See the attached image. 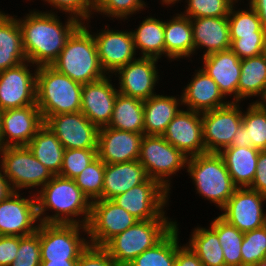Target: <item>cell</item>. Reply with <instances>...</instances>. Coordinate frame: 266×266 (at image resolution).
<instances>
[{
  "mask_svg": "<svg viewBox=\"0 0 266 266\" xmlns=\"http://www.w3.org/2000/svg\"><path fill=\"white\" fill-rule=\"evenodd\" d=\"M186 165L197 193L222 209L237 189L222 156L207 152L188 158Z\"/></svg>",
  "mask_w": 266,
  "mask_h": 266,
  "instance_id": "5",
  "label": "cell"
},
{
  "mask_svg": "<svg viewBox=\"0 0 266 266\" xmlns=\"http://www.w3.org/2000/svg\"><path fill=\"white\" fill-rule=\"evenodd\" d=\"M82 229V231H80ZM87 226L79 224L39 223L41 261L78 260L90 245L89 240L80 237Z\"/></svg>",
  "mask_w": 266,
  "mask_h": 266,
  "instance_id": "8",
  "label": "cell"
},
{
  "mask_svg": "<svg viewBox=\"0 0 266 266\" xmlns=\"http://www.w3.org/2000/svg\"><path fill=\"white\" fill-rule=\"evenodd\" d=\"M27 146L53 175H59L65 148L49 127L43 124Z\"/></svg>",
  "mask_w": 266,
  "mask_h": 266,
  "instance_id": "32",
  "label": "cell"
},
{
  "mask_svg": "<svg viewBox=\"0 0 266 266\" xmlns=\"http://www.w3.org/2000/svg\"><path fill=\"white\" fill-rule=\"evenodd\" d=\"M77 260L41 261L40 266H75Z\"/></svg>",
  "mask_w": 266,
  "mask_h": 266,
  "instance_id": "54",
  "label": "cell"
},
{
  "mask_svg": "<svg viewBox=\"0 0 266 266\" xmlns=\"http://www.w3.org/2000/svg\"><path fill=\"white\" fill-rule=\"evenodd\" d=\"M159 59L152 57H138L125 66L120 67L114 75L118 76L119 89L122 95L145 101L156 95L154 87L159 76L156 64Z\"/></svg>",
  "mask_w": 266,
  "mask_h": 266,
  "instance_id": "17",
  "label": "cell"
},
{
  "mask_svg": "<svg viewBox=\"0 0 266 266\" xmlns=\"http://www.w3.org/2000/svg\"><path fill=\"white\" fill-rule=\"evenodd\" d=\"M27 61L17 18L0 11V72Z\"/></svg>",
  "mask_w": 266,
  "mask_h": 266,
  "instance_id": "29",
  "label": "cell"
},
{
  "mask_svg": "<svg viewBox=\"0 0 266 266\" xmlns=\"http://www.w3.org/2000/svg\"><path fill=\"white\" fill-rule=\"evenodd\" d=\"M179 1H181V0H162L161 2H162V4L164 5V4H166V6L168 5L169 6V4H175L176 2L178 3Z\"/></svg>",
  "mask_w": 266,
  "mask_h": 266,
  "instance_id": "57",
  "label": "cell"
},
{
  "mask_svg": "<svg viewBox=\"0 0 266 266\" xmlns=\"http://www.w3.org/2000/svg\"><path fill=\"white\" fill-rule=\"evenodd\" d=\"M145 6L143 0H94V12L120 18L119 20L127 19L130 14L142 11Z\"/></svg>",
  "mask_w": 266,
  "mask_h": 266,
  "instance_id": "44",
  "label": "cell"
},
{
  "mask_svg": "<svg viewBox=\"0 0 266 266\" xmlns=\"http://www.w3.org/2000/svg\"><path fill=\"white\" fill-rule=\"evenodd\" d=\"M176 221L139 220L111 238L103 248L118 266H127L145 250L154 247L174 227Z\"/></svg>",
  "mask_w": 266,
  "mask_h": 266,
  "instance_id": "6",
  "label": "cell"
},
{
  "mask_svg": "<svg viewBox=\"0 0 266 266\" xmlns=\"http://www.w3.org/2000/svg\"><path fill=\"white\" fill-rule=\"evenodd\" d=\"M3 168L0 164V202L6 200L15 191L12 189L9 180L4 175Z\"/></svg>",
  "mask_w": 266,
  "mask_h": 266,
  "instance_id": "53",
  "label": "cell"
},
{
  "mask_svg": "<svg viewBox=\"0 0 266 266\" xmlns=\"http://www.w3.org/2000/svg\"><path fill=\"white\" fill-rule=\"evenodd\" d=\"M210 227L218 235L223 249L225 266H242L241 245L244 233L227 223L220 216L211 222Z\"/></svg>",
  "mask_w": 266,
  "mask_h": 266,
  "instance_id": "38",
  "label": "cell"
},
{
  "mask_svg": "<svg viewBox=\"0 0 266 266\" xmlns=\"http://www.w3.org/2000/svg\"><path fill=\"white\" fill-rule=\"evenodd\" d=\"M138 219L112 200L97 199L91 203L87 235L92 246L103 247L115 235L134 225Z\"/></svg>",
  "mask_w": 266,
  "mask_h": 266,
  "instance_id": "11",
  "label": "cell"
},
{
  "mask_svg": "<svg viewBox=\"0 0 266 266\" xmlns=\"http://www.w3.org/2000/svg\"><path fill=\"white\" fill-rule=\"evenodd\" d=\"M186 11L181 12L192 18L201 17H228L235 2L233 0H187Z\"/></svg>",
  "mask_w": 266,
  "mask_h": 266,
  "instance_id": "42",
  "label": "cell"
},
{
  "mask_svg": "<svg viewBox=\"0 0 266 266\" xmlns=\"http://www.w3.org/2000/svg\"><path fill=\"white\" fill-rule=\"evenodd\" d=\"M189 239L188 246L197 255L203 266H225L223 249L217 233L209 227H196Z\"/></svg>",
  "mask_w": 266,
  "mask_h": 266,
  "instance_id": "35",
  "label": "cell"
},
{
  "mask_svg": "<svg viewBox=\"0 0 266 266\" xmlns=\"http://www.w3.org/2000/svg\"><path fill=\"white\" fill-rule=\"evenodd\" d=\"M248 4L256 11L261 26L266 31V0H250Z\"/></svg>",
  "mask_w": 266,
  "mask_h": 266,
  "instance_id": "52",
  "label": "cell"
},
{
  "mask_svg": "<svg viewBox=\"0 0 266 266\" xmlns=\"http://www.w3.org/2000/svg\"><path fill=\"white\" fill-rule=\"evenodd\" d=\"M2 114L3 111L0 109V149H2Z\"/></svg>",
  "mask_w": 266,
  "mask_h": 266,
  "instance_id": "56",
  "label": "cell"
},
{
  "mask_svg": "<svg viewBox=\"0 0 266 266\" xmlns=\"http://www.w3.org/2000/svg\"><path fill=\"white\" fill-rule=\"evenodd\" d=\"M263 55H264V57L266 59V37H265V41H264Z\"/></svg>",
  "mask_w": 266,
  "mask_h": 266,
  "instance_id": "59",
  "label": "cell"
},
{
  "mask_svg": "<svg viewBox=\"0 0 266 266\" xmlns=\"http://www.w3.org/2000/svg\"><path fill=\"white\" fill-rule=\"evenodd\" d=\"M266 36H248L231 40V50L240 58H250L263 54Z\"/></svg>",
  "mask_w": 266,
  "mask_h": 266,
  "instance_id": "47",
  "label": "cell"
},
{
  "mask_svg": "<svg viewBox=\"0 0 266 266\" xmlns=\"http://www.w3.org/2000/svg\"><path fill=\"white\" fill-rule=\"evenodd\" d=\"M88 29L82 23L68 38L60 55L51 65L59 73L82 85L106 76L99 61L93 34Z\"/></svg>",
  "mask_w": 266,
  "mask_h": 266,
  "instance_id": "3",
  "label": "cell"
},
{
  "mask_svg": "<svg viewBox=\"0 0 266 266\" xmlns=\"http://www.w3.org/2000/svg\"><path fill=\"white\" fill-rule=\"evenodd\" d=\"M75 266H118L103 247L89 245Z\"/></svg>",
  "mask_w": 266,
  "mask_h": 266,
  "instance_id": "48",
  "label": "cell"
},
{
  "mask_svg": "<svg viewBox=\"0 0 266 266\" xmlns=\"http://www.w3.org/2000/svg\"><path fill=\"white\" fill-rule=\"evenodd\" d=\"M194 77L181 95L183 105L188 110L206 112L227 106L231 101H224L216 82L202 69L197 70Z\"/></svg>",
  "mask_w": 266,
  "mask_h": 266,
  "instance_id": "24",
  "label": "cell"
},
{
  "mask_svg": "<svg viewBox=\"0 0 266 266\" xmlns=\"http://www.w3.org/2000/svg\"><path fill=\"white\" fill-rule=\"evenodd\" d=\"M108 127L144 133V101L118 93Z\"/></svg>",
  "mask_w": 266,
  "mask_h": 266,
  "instance_id": "33",
  "label": "cell"
},
{
  "mask_svg": "<svg viewBox=\"0 0 266 266\" xmlns=\"http://www.w3.org/2000/svg\"><path fill=\"white\" fill-rule=\"evenodd\" d=\"M202 113L180 110L168 124L164 139L190 158L207 153L203 142Z\"/></svg>",
  "mask_w": 266,
  "mask_h": 266,
  "instance_id": "18",
  "label": "cell"
},
{
  "mask_svg": "<svg viewBox=\"0 0 266 266\" xmlns=\"http://www.w3.org/2000/svg\"><path fill=\"white\" fill-rule=\"evenodd\" d=\"M188 157L168 143L163 136L144 135L138 161L149 178L158 181L170 192V176L186 167Z\"/></svg>",
  "mask_w": 266,
  "mask_h": 266,
  "instance_id": "7",
  "label": "cell"
},
{
  "mask_svg": "<svg viewBox=\"0 0 266 266\" xmlns=\"http://www.w3.org/2000/svg\"><path fill=\"white\" fill-rule=\"evenodd\" d=\"M144 133H132L105 126L99 128L97 156L105 164L138 160Z\"/></svg>",
  "mask_w": 266,
  "mask_h": 266,
  "instance_id": "22",
  "label": "cell"
},
{
  "mask_svg": "<svg viewBox=\"0 0 266 266\" xmlns=\"http://www.w3.org/2000/svg\"><path fill=\"white\" fill-rule=\"evenodd\" d=\"M110 76L82 85L80 111L98 128L109 125L119 93Z\"/></svg>",
  "mask_w": 266,
  "mask_h": 266,
  "instance_id": "20",
  "label": "cell"
},
{
  "mask_svg": "<svg viewBox=\"0 0 266 266\" xmlns=\"http://www.w3.org/2000/svg\"><path fill=\"white\" fill-rule=\"evenodd\" d=\"M266 85V59L263 54L241 59V75L238 83V103L242 99L257 96Z\"/></svg>",
  "mask_w": 266,
  "mask_h": 266,
  "instance_id": "36",
  "label": "cell"
},
{
  "mask_svg": "<svg viewBox=\"0 0 266 266\" xmlns=\"http://www.w3.org/2000/svg\"><path fill=\"white\" fill-rule=\"evenodd\" d=\"M176 226L154 247L145 250L127 266H174L179 246V232Z\"/></svg>",
  "mask_w": 266,
  "mask_h": 266,
  "instance_id": "37",
  "label": "cell"
},
{
  "mask_svg": "<svg viewBox=\"0 0 266 266\" xmlns=\"http://www.w3.org/2000/svg\"><path fill=\"white\" fill-rule=\"evenodd\" d=\"M165 57L171 60L190 57L194 54L193 30L190 18L176 14L164 22ZM192 54V55H191Z\"/></svg>",
  "mask_w": 266,
  "mask_h": 266,
  "instance_id": "30",
  "label": "cell"
},
{
  "mask_svg": "<svg viewBox=\"0 0 266 266\" xmlns=\"http://www.w3.org/2000/svg\"><path fill=\"white\" fill-rule=\"evenodd\" d=\"M260 150L250 147L229 146L219 154L237 188H249L254 180Z\"/></svg>",
  "mask_w": 266,
  "mask_h": 266,
  "instance_id": "27",
  "label": "cell"
},
{
  "mask_svg": "<svg viewBox=\"0 0 266 266\" xmlns=\"http://www.w3.org/2000/svg\"><path fill=\"white\" fill-rule=\"evenodd\" d=\"M254 266H266V258L263 260H260L258 263H256Z\"/></svg>",
  "mask_w": 266,
  "mask_h": 266,
  "instance_id": "58",
  "label": "cell"
},
{
  "mask_svg": "<svg viewBox=\"0 0 266 266\" xmlns=\"http://www.w3.org/2000/svg\"><path fill=\"white\" fill-rule=\"evenodd\" d=\"M265 201L266 196L257 191L237 188L219 216L241 232H249L266 225Z\"/></svg>",
  "mask_w": 266,
  "mask_h": 266,
  "instance_id": "13",
  "label": "cell"
},
{
  "mask_svg": "<svg viewBox=\"0 0 266 266\" xmlns=\"http://www.w3.org/2000/svg\"><path fill=\"white\" fill-rule=\"evenodd\" d=\"M202 57L204 65L201 69L216 82L224 97L233 95L231 102H238L241 59L231 49Z\"/></svg>",
  "mask_w": 266,
  "mask_h": 266,
  "instance_id": "23",
  "label": "cell"
},
{
  "mask_svg": "<svg viewBox=\"0 0 266 266\" xmlns=\"http://www.w3.org/2000/svg\"><path fill=\"white\" fill-rule=\"evenodd\" d=\"M241 254L242 266H254L266 258V225L244 233Z\"/></svg>",
  "mask_w": 266,
  "mask_h": 266,
  "instance_id": "41",
  "label": "cell"
},
{
  "mask_svg": "<svg viewBox=\"0 0 266 266\" xmlns=\"http://www.w3.org/2000/svg\"><path fill=\"white\" fill-rule=\"evenodd\" d=\"M30 198L14 192L0 202V235L28 236L37 231L39 222L35 193ZM32 197V198H31Z\"/></svg>",
  "mask_w": 266,
  "mask_h": 266,
  "instance_id": "16",
  "label": "cell"
},
{
  "mask_svg": "<svg viewBox=\"0 0 266 266\" xmlns=\"http://www.w3.org/2000/svg\"><path fill=\"white\" fill-rule=\"evenodd\" d=\"M174 266H203V263L186 243L177 249Z\"/></svg>",
  "mask_w": 266,
  "mask_h": 266,
  "instance_id": "51",
  "label": "cell"
},
{
  "mask_svg": "<svg viewBox=\"0 0 266 266\" xmlns=\"http://www.w3.org/2000/svg\"><path fill=\"white\" fill-rule=\"evenodd\" d=\"M105 163L97 157L78 176L74 178L76 185L92 202L102 199Z\"/></svg>",
  "mask_w": 266,
  "mask_h": 266,
  "instance_id": "40",
  "label": "cell"
},
{
  "mask_svg": "<svg viewBox=\"0 0 266 266\" xmlns=\"http://www.w3.org/2000/svg\"><path fill=\"white\" fill-rule=\"evenodd\" d=\"M57 17L52 11L34 10L22 20L17 18L22 32L24 54L34 67L51 66L68 38L82 24L72 16H68L63 24Z\"/></svg>",
  "mask_w": 266,
  "mask_h": 266,
  "instance_id": "1",
  "label": "cell"
},
{
  "mask_svg": "<svg viewBox=\"0 0 266 266\" xmlns=\"http://www.w3.org/2000/svg\"><path fill=\"white\" fill-rule=\"evenodd\" d=\"M260 99L263 101H255L252 102L258 109L266 112V85L262 88L261 93L258 95Z\"/></svg>",
  "mask_w": 266,
  "mask_h": 266,
  "instance_id": "55",
  "label": "cell"
},
{
  "mask_svg": "<svg viewBox=\"0 0 266 266\" xmlns=\"http://www.w3.org/2000/svg\"><path fill=\"white\" fill-rule=\"evenodd\" d=\"M97 157V149H65L59 176L74 179Z\"/></svg>",
  "mask_w": 266,
  "mask_h": 266,
  "instance_id": "43",
  "label": "cell"
},
{
  "mask_svg": "<svg viewBox=\"0 0 266 266\" xmlns=\"http://www.w3.org/2000/svg\"><path fill=\"white\" fill-rule=\"evenodd\" d=\"M249 188L266 196V150L259 152L254 180Z\"/></svg>",
  "mask_w": 266,
  "mask_h": 266,
  "instance_id": "50",
  "label": "cell"
},
{
  "mask_svg": "<svg viewBox=\"0 0 266 266\" xmlns=\"http://www.w3.org/2000/svg\"><path fill=\"white\" fill-rule=\"evenodd\" d=\"M137 30H132L135 51L139 49L142 57L160 59L165 55L164 22L155 17H147Z\"/></svg>",
  "mask_w": 266,
  "mask_h": 266,
  "instance_id": "34",
  "label": "cell"
},
{
  "mask_svg": "<svg viewBox=\"0 0 266 266\" xmlns=\"http://www.w3.org/2000/svg\"><path fill=\"white\" fill-rule=\"evenodd\" d=\"M40 236L37 232L28 236H19V249L10 266H40Z\"/></svg>",
  "mask_w": 266,
  "mask_h": 266,
  "instance_id": "45",
  "label": "cell"
},
{
  "mask_svg": "<svg viewBox=\"0 0 266 266\" xmlns=\"http://www.w3.org/2000/svg\"><path fill=\"white\" fill-rule=\"evenodd\" d=\"M46 1L55 9L68 13L84 24L85 21H90L94 11V0H44Z\"/></svg>",
  "mask_w": 266,
  "mask_h": 266,
  "instance_id": "46",
  "label": "cell"
},
{
  "mask_svg": "<svg viewBox=\"0 0 266 266\" xmlns=\"http://www.w3.org/2000/svg\"><path fill=\"white\" fill-rule=\"evenodd\" d=\"M230 146H252L260 151L266 150V112L251 103L246 112H242V125Z\"/></svg>",
  "mask_w": 266,
  "mask_h": 266,
  "instance_id": "31",
  "label": "cell"
},
{
  "mask_svg": "<svg viewBox=\"0 0 266 266\" xmlns=\"http://www.w3.org/2000/svg\"><path fill=\"white\" fill-rule=\"evenodd\" d=\"M182 99L174 96L154 95L144 101V135L162 136L168 124L181 110Z\"/></svg>",
  "mask_w": 266,
  "mask_h": 266,
  "instance_id": "28",
  "label": "cell"
},
{
  "mask_svg": "<svg viewBox=\"0 0 266 266\" xmlns=\"http://www.w3.org/2000/svg\"><path fill=\"white\" fill-rule=\"evenodd\" d=\"M29 61L0 72V109L22 108L36 104L37 67L34 73Z\"/></svg>",
  "mask_w": 266,
  "mask_h": 266,
  "instance_id": "15",
  "label": "cell"
},
{
  "mask_svg": "<svg viewBox=\"0 0 266 266\" xmlns=\"http://www.w3.org/2000/svg\"><path fill=\"white\" fill-rule=\"evenodd\" d=\"M147 178L146 171L138 160L105 164L102 199L111 200L143 183Z\"/></svg>",
  "mask_w": 266,
  "mask_h": 266,
  "instance_id": "26",
  "label": "cell"
},
{
  "mask_svg": "<svg viewBox=\"0 0 266 266\" xmlns=\"http://www.w3.org/2000/svg\"><path fill=\"white\" fill-rule=\"evenodd\" d=\"M238 102L202 113L203 142L208 153H220L231 145L242 125V111Z\"/></svg>",
  "mask_w": 266,
  "mask_h": 266,
  "instance_id": "12",
  "label": "cell"
},
{
  "mask_svg": "<svg viewBox=\"0 0 266 266\" xmlns=\"http://www.w3.org/2000/svg\"><path fill=\"white\" fill-rule=\"evenodd\" d=\"M228 25L230 39L248 36H266V31L261 26L258 14L250 5L248 10L239 9L237 11L233 5L228 14Z\"/></svg>",
  "mask_w": 266,
  "mask_h": 266,
  "instance_id": "39",
  "label": "cell"
},
{
  "mask_svg": "<svg viewBox=\"0 0 266 266\" xmlns=\"http://www.w3.org/2000/svg\"><path fill=\"white\" fill-rule=\"evenodd\" d=\"M93 34L99 61L102 69L109 73L116 72L120 67L135 60L136 55L131 31L107 29Z\"/></svg>",
  "mask_w": 266,
  "mask_h": 266,
  "instance_id": "19",
  "label": "cell"
},
{
  "mask_svg": "<svg viewBox=\"0 0 266 266\" xmlns=\"http://www.w3.org/2000/svg\"><path fill=\"white\" fill-rule=\"evenodd\" d=\"M19 249V236L0 235V266H10Z\"/></svg>",
  "mask_w": 266,
  "mask_h": 266,
  "instance_id": "49",
  "label": "cell"
},
{
  "mask_svg": "<svg viewBox=\"0 0 266 266\" xmlns=\"http://www.w3.org/2000/svg\"><path fill=\"white\" fill-rule=\"evenodd\" d=\"M44 124L65 149H97L99 128L81 111L49 116Z\"/></svg>",
  "mask_w": 266,
  "mask_h": 266,
  "instance_id": "14",
  "label": "cell"
},
{
  "mask_svg": "<svg viewBox=\"0 0 266 266\" xmlns=\"http://www.w3.org/2000/svg\"><path fill=\"white\" fill-rule=\"evenodd\" d=\"M0 163L12 189L43 187L54 175L33 155L28 146L3 147Z\"/></svg>",
  "mask_w": 266,
  "mask_h": 266,
  "instance_id": "9",
  "label": "cell"
},
{
  "mask_svg": "<svg viewBox=\"0 0 266 266\" xmlns=\"http://www.w3.org/2000/svg\"><path fill=\"white\" fill-rule=\"evenodd\" d=\"M194 53L205 48L203 56L231 48L228 17H201L190 19ZM207 48V49H206Z\"/></svg>",
  "mask_w": 266,
  "mask_h": 266,
  "instance_id": "25",
  "label": "cell"
},
{
  "mask_svg": "<svg viewBox=\"0 0 266 266\" xmlns=\"http://www.w3.org/2000/svg\"><path fill=\"white\" fill-rule=\"evenodd\" d=\"M44 124L37 104L7 109L2 114V148L27 146Z\"/></svg>",
  "mask_w": 266,
  "mask_h": 266,
  "instance_id": "21",
  "label": "cell"
},
{
  "mask_svg": "<svg viewBox=\"0 0 266 266\" xmlns=\"http://www.w3.org/2000/svg\"><path fill=\"white\" fill-rule=\"evenodd\" d=\"M37 192L35 195L39 223L87 226L92 202L76 185L74 179L54 175ZM48 210H54L55 214H45ZM80 215L83 216L81 220L74 218Z\"/></svg>",
  "mask_w": 266,
  "mask_h": 266,
  "instance_id": "2",
  "label": "cell"
},
{
  "mask_svg": "<svg viewBox=\"0 0 266 266\" xmlns=\"http://www.w3.org/2000/svg\"><path fill=\"white\" fill-rule=\"evenodd\" d=\"M169 193L158 181L148 177L111 200L138 220H168L164 207Z\"/></svg>",
  "mask_w": 266,
  "mask_h": 266,
  "instance_id": "10",
  "label": "cell"
},
{
  "mask_svg": "<svg viewBox=\"0 0 266 266\" xmlns=\"http://www.w3.org/2000/svg\"><path fill=\"white\" fill-rule=\"evenodd\" d=\"M81 95L82 84L52 66L37 67L36 104L43 121L49 116L80 111Z\"/></svg>",
  "mask_w": 266,
  "mask_h": 266,
  "instance_id": "4",
  "label": "cell"
}]
</instances>
